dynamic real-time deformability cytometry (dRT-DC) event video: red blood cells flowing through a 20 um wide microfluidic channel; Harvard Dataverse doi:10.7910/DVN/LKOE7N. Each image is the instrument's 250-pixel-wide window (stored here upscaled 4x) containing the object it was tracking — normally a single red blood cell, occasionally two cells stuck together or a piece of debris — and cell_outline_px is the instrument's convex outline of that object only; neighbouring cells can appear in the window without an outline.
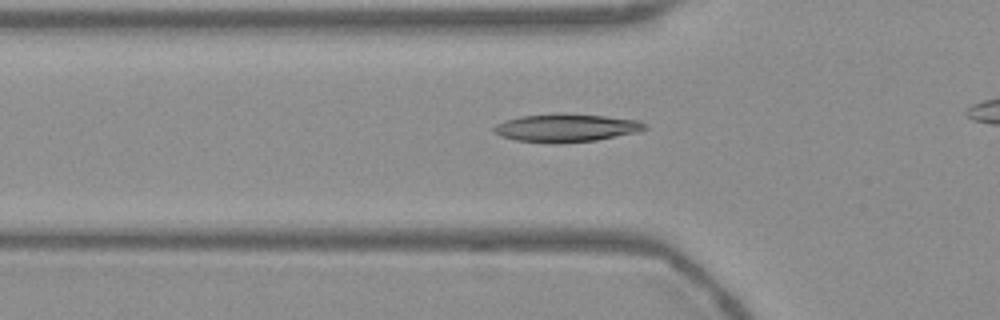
{"species": "Egyptian fruit bat (a non-hibernating species)", "species_latin": "Rousettus aegyptiacus", "temperature_condition": "warm", "stored_images_in_passage": 40, "camera_frame_rate_fps": 3000, "um_per_image_px": 0.085, "frame": {"image": 1, "passage_image": 14, "time_ms": 4.333, "image_size_px": [1000, 320], "cell_outline_px": [[648, 128], [640, 132], [596, 140], [560, 144], [516, 140], [500, 136], [492, 132], [492, 128], [496, 124], [504, 120], [520, 116], [604, 116], [640, 120], [648, 124]], "centroid_in_image_um": [48.16, 10.92], "position_along_channel_um": 77.6, "area_um2": 24.04}}
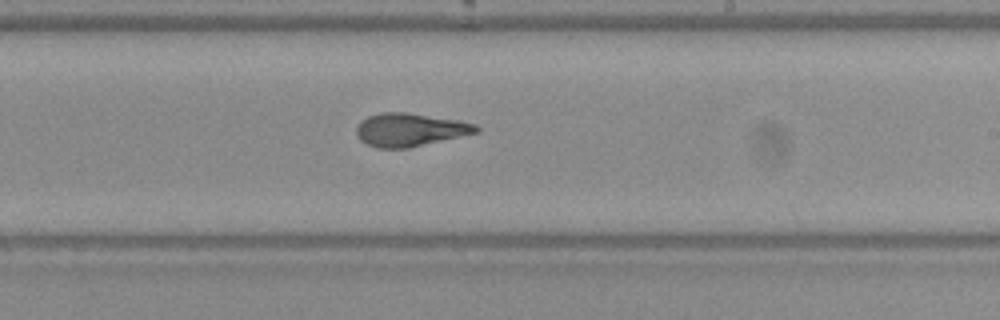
{"frame": {"image": 2, "passage_image": 28, "time_ms": 9.0, "image_size_px": [1000, 320], "cell_outline_px": [[480, 132], [408, 148], [376, 148], [360, 140], [356, 132], [356, 128], [360, 120], [368, 116], [380, 112], [408, 112], [460, 120], [476, 124], [480, 128]], "centroid_in_image_um": [34.86, 11.02], "position_along_channel_um": 254.1, "area_um2": 23.35}}
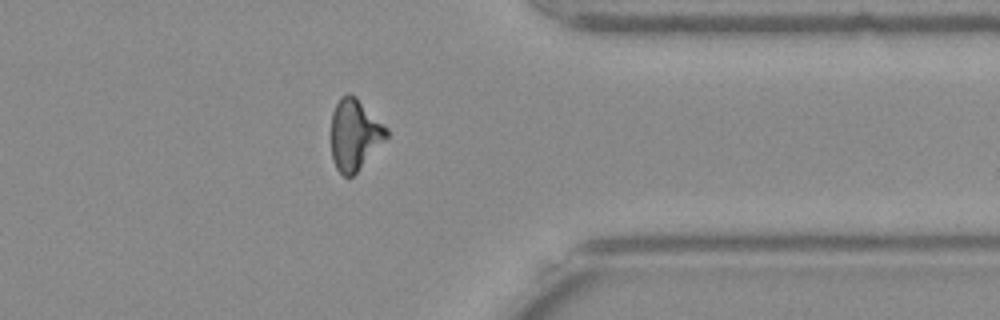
{"frame": {"image": 3, "passage_image": 39, "time_ms": 12.667, "image_size_px": [1000, 320], "cell_outline_px": [[388, 136], [356, 172], [352, 176], [344, 176], [336, 168], [332, 160], [332, 112], [340, 96], [348, 92], [356, 96], [388, 128]], "centroid_in_image_um": [30.14, 11.4], "position_along_channel_um": 381.3, "area_um2": 22.72}}